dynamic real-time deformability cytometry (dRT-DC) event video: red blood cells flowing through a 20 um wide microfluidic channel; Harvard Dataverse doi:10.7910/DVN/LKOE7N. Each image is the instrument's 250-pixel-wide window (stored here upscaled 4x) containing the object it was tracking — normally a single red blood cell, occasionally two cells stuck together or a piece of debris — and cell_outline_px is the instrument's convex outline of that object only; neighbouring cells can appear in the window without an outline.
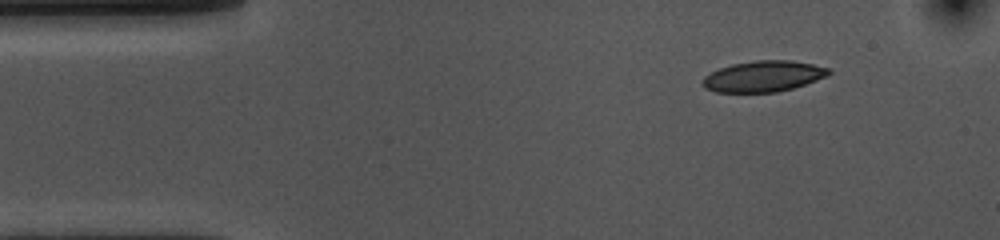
{"species": "common noctule bat (a hibernating species)", "species_latin": "Nyctalus noctula", "temperature_condition": "cold", "stored_images_in_passage": 49, "camera_frame_rate_fps": 3000, "um_per_image_px": 0.085, "animal": {"sex": "female", "body_mass_g": 10.0, "forearm_length_mm": 53.1}, "frame": {"image": 1, "passage_image": 1, "time_ms": 0.0, "image_size_px": [1000, 240], "cell_outline_px": [[832, 72], [828, 76], [792, 88], [776, 92], [716, 92], [704, 88], [700, 84], [700, 80], [704, 76], [720, 68], [732, 64], [756, 60], [792, 60], [832, 68]], "centroid_in_image_um": [64.88, 6.48], "position_along_channel_um": 20.1, "area_um2": 22.89}}
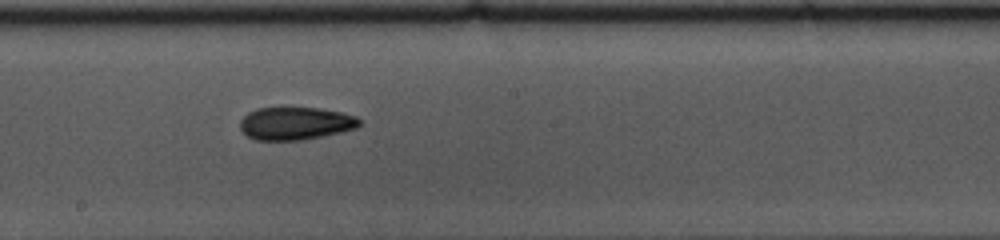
{"frame": {"image": 2, "passage_image": 23, "time_ms": 7.333, "image_size_px": [1000, 240], "cell_outline_px": [[360, 124], [356, 128], [340, 132], [304, 140], [256, 140], [248, 136], [240, 128], [240, 120], [248, 112], [256, 108], [320, 108], [344, 112], [356, 116], [360, 120]], "centroid_in_image_um": [25.13, 10.48], "position_along_channel_um": 223.1, "area_um2": 22.83}}
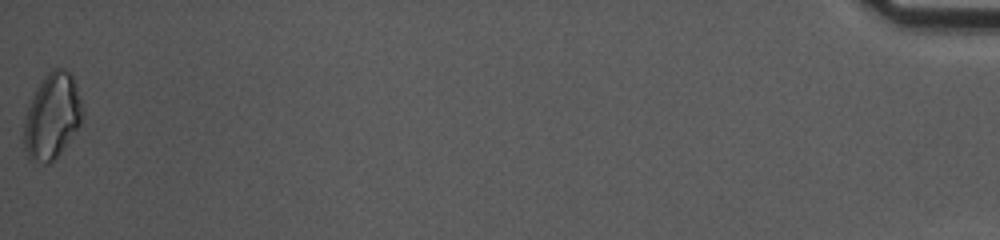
{"frame": {"image": 3, "passage_image": 49, "time_ms": 16.0, "image_size_px": [1000, 240], "cell_outline_px": [[84, 112], [80, 124], [60, 152], [48, 164], [44, 164], [28, 160], [24, 148], [24, 120], [28, 108], [36, 88], [44, 76], [48, 72], [56, 68], [64, 68], [72, 72], [84, 108]], "centroid_in_image_um": [4.44, 9.86], "position_along_channel_um": 430.8, "area_um2": 29.3}, "authors_computed_cell_mechanics": {"area_um2": 23.0622, "velocity_mm_per_s": 3.6096, "shape_relaxation_time_tau1_ms": 6.4944, "shape_relaxation_time_tau2_ms": 6.2686, "deformation_change_tau1": 0.1336, "deformation_change_tau2": 0.1175}}